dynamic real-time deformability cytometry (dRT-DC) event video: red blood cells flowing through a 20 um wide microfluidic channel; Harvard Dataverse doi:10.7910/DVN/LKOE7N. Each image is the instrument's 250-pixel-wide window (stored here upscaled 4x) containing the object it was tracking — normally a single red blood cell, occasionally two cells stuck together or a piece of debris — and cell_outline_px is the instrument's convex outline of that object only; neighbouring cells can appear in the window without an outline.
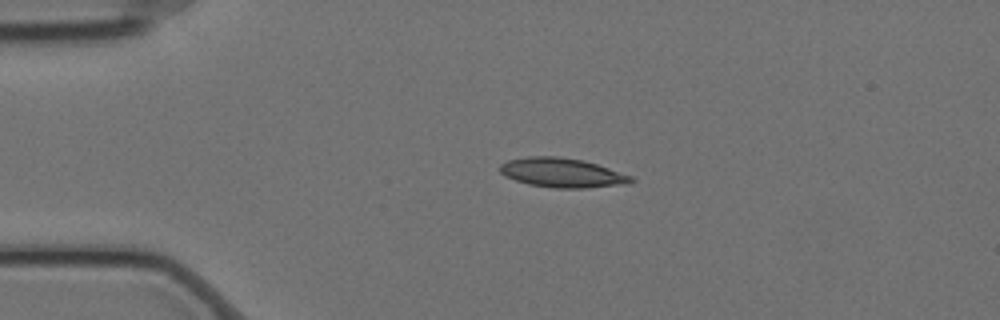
{"species": "Egyptian fruit bat (a non-hibernating species)", "species_latin": "Rousettus aegyptiacus", "temperature_condition": "cold", "stored_images_in_passage": 2, "camera_frame_rate_fps": 3000, "um_per_image_px": 0.085, "animal": {"sex": "female"}, "frame": {"image": 1, "passage_image": 1, "time_ms": 0.0, "image_size_px": [1000, 320], "cell_outline_px": [[636, 180], [628, 184], [584, 188], [556, 188], [528, 184], [504, 176], [496, 168], [500, 164], [508, 160], [528, 156], [556, 156], [580, 160], [596, 164], [632, 176]], "centroid_in_image_um": [47.74, 14.68], "position_along_channel_um": 37.3, "area_um2": 22.43}}